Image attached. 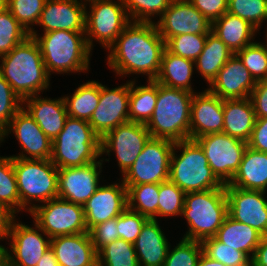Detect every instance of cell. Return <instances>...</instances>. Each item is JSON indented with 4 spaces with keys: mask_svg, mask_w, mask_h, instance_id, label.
Here are the masks:
<instances>
[{
    "mask_svg": "<svg viewBox=\"0 0 267 266\" xmlns=\"http://www.w3.org/2000/svg\"><path fill=\"white\" fill-rule=\"evenodd\" d=\"M165 49L154 21H130L107 49V62L117 75L145 74L148 80H155Z\"/></svg>",
    "mask_w": 267,
    "mask_h": 266,
    "instance_id": "6da1fadb",
    "label": "cell"
},
{
    "mask_svg": "<svg viewBox=\"0 0 267 266\" xmlns=\"http://www.w3.org/2000/svg\"><path fill=\"white\" fill-rule=\"evenodd\" d=\"M0 59L1 75L22 101L49 87L50 75L33 37L28 36Z\"/></svg>",
    "mask_w": 267,
    "mask_h": 266,
    "instance_id": "7a4b0ae2",
    "label": "cell"
},
{
    "mask_svg": "<svg viewBox=\"0 0 267 266\" xmlns=\"http://www.w3.org/2000/svg\"><path fill=\"white\" fill-rule=\"evenodd\" d=\"M29 36L38 43L49 75L51 72L88 71L92 51L87 45L85 31L55 30L39 36L33 29Z\"/></svg>",
    "mask_w": 267,
    "mask_h": 266,
    "instance_id": "3957f363",
    "label": "cell"
},
{
    "mask_svg": "<svg viewBox=\"0 0 267 266\" xmlns=\"http://www.w3.org/2000/svg\"><path fill=\"white\" fill-rule=\"evenodd\" d=\"M193 94L158 83L155 109L146 127L151 137L173 142L190 139V115Z\"/></svg>",
    "mask_w": 267,
    "mask_h": 266,
    "instance_id": "277c9868",
    "label": "cell"
},
{
    "mask_svg": "<svg viewBox=\"0 0 267 266\" xmlns=\"http://www.w3.org/2000/svg\"><path fill=\"white\" fill-rule=\"evenodd\" d=\"M100 141L88 121L68 116L63 130L52 141L50 160L58 169L88 165L100 158Z\"/></svg>",
    "mask_w": 267,
    "mask_h": 266,
    "instance_id": "5b68a950",
    "label": "cell"
},
{
    "mask_svg": "<svg viewBox=\"0 0 267 266\" xmlns=\"http://www.w3.org/2000/svg\"><path fill=\"white\" fill-rule=\"evenodd\" d=\"M228 215L225 185L221 188L188 192L182 216L189 225L184 239L202 241L214 237Z\"/></svg>",
    "mask_w": 267,
    "mask_h": 266,
    "instance_id": "8992f818",
    "label": "cell"
},
{
    "mask_svg": "<svg viewBox=\"0 0 267 266\" xmlns=\"http://www.w3.org/2000/svg\"><path fill=\"white\" fill-rule=\"evenodd\" d=\"M177 149L182 150L178 156L175 153ZM169 180L185 193L223 186L213 174L202 147L191 139L175 142L170 160Z\"/></svg>",
    "mask_w": 267,
    "mask_h": 266,
    "instance_id": "52a82bcc",
    "label": "cell"
},
{
    "mask_svg": "<svg viewBox=\"0 0 267 266\" xmlns=\"http://www.w3.org/2000/svg\"><path fill=\"white\" fill-rule=\"evenodd\" d=\"M13 167L20 197V211L24 209L30 212L36 206L32 201L45 203L58 197V168L50 159L13 158Z\"/></svg>",
    "mask_w": 267,
    "mask_h": 266,
    "instance_id": "ba28073f",
    "label": "cell"
},
{
    "mask_svg": "<svg viewBox=\"0 0 267 266\" xmlns=\"http://www.w3.org/2000/svg\"><path fill=\"white\" fill-rule=\"evenodd\" d=\"M89 2L90 12L85 9V38L90 49L93 39L108 49L130 22L122 0H84ZM90 13V14H89Z\"/></svg>",
    "mask_w": 267,
    "mask_h": 266,
    "instance_id": "9c48e42d",
    "label": "cell"
},
{
    "mask_svg": "<svg viewBox=\"0 0 267 266\" xmlns=\"http://www.w3.org/2000/svg\"><path fill=\"white\" fill-rule=\"evenodd\" d=\"M175 142L150 137L132 166L122 174L124 185L160 184L169 180Z\"/></svg>",
    "mask_w": 267,
    "mask_h": 266,
    "instance_id": "30bf717a",
    "label": "cell"
},
{
    "mask_svg": "<svg viewBox=\"0 0 267 266\" xmlns=\"http://www.w3.org/2000/svg\"><path fill=\"white\" fill-rule=\"evenodd\" d=\"M29 213L48 238L88 232L83 205L59 197L36 205Z\"/></svg>",
    "mask_w": 267,
    "mask_h": 266,
    "instance_id": "8fae6325",
    "label": "cell"
},
{
    "mask_svg": "<svg viewBox=\"0 0 267 266\" xmlns=\"http://www.w3.org/2000/svg\"><path fill=\"white\" fill-rule=\"evenodd\" d=\"M195 141L202 147L213 174L223 184H229L238 171L247 149V142L225 133H210Z\"/></svg>",
    "mask_w": 267,
    "mask_h": 266,
    "instance_id": "7c38bea8",
    "label": "cell"
},
{
    "mask_svg": "<svg viewBox=\"0 0 267 266\" xmlns=\"http://www.w3.org/2000/svg\"><path fill=\"white\" fill-rule=\"evenodd\" d=\"M151 137L146 125L127 122L106 133L100 141L101 156L113 150L117 156L121 173H125L140 155Z\"/></svg>",
    "mask_w": 267,
    "mask_h": 266,
    "instance_id": "4fadbf2b",
    "label": "cell"
},
{
    "mask_svg": "<svg viewBox=\"0 0 267 266\" xmlns=\"http://www.w3.org/2000/svg\"><path fill=\"white\" fill-rule=\"evenodd\" d=\"M130 81L109 89L100 83V100L88 121L93 131L102 138L118 125L129 122Z\"/></svg>",
    "mask_w": 267,
    "mask_h": 266,
    "instance_id": "5bb4252c",
    "label": "cell"
},
{
    "mask_svg": "<svg viewBox=\"0 0 267 266\" xmlns=\"http://www.w3.org/2000/svg\"><path fill=\"white\" fill-rule=\"evenodd\" d=\"M13 221L4 239H11L10 250L5 248L10 266H36L44 253L51 248V238L35 223L33 227ZM12 251V252H9ZM14 254V255H13ZM13 255V256H12Z\"/></svg>",
    "mask_w": 267,
    "mask_h": 266,
    "instance_id": "9a60e30c",
    "label": "cell"
},
{
    "mask_svg": "<svg viewBox=\"0 0 267 266\" xmlns=\"http://www.w3.org/2000/svg\"><path fill=\"white\" fill-rule=\"evenodd\" d=\"M155 25L165 42L185 33L208 34L212 28V23L188 0H172Z\"/></svg>",
    "mask_w": 267,
    "mask_h": 266,
    "instance_id": "2e32d148",
    "label": "cell"
},
{
    "mask_svg": "<svg viewBox=\"0 0 267 266\" xmlns=\"http://www.w3.org/2000/svg\"><path fill=\"white\" fill-rule=\"evenodd\" d=\"M228 215L234 220L254 228L262 236L267 235L266 192L247 190L225 185Z\"/></svg>",
    "mask_w": 267,
    "mask_h": 266,
    "instance_id": "e0dca14e",
    "label": "cell"
},
{
    "mask_svg": "<svg viewBox=\"0 0 267 266\" xmlns=\"http://www.w3.org/2000/svg\"><path fill=\"white\" fill-rule=\"evenodd\" d=\"M15 133V137L21 145L23 150L20 154L13 155V158L21 159H51L52 155V141L40 129L37 122L22 107L15 116L11 119L9 126L0 135V143L4 137H8V133ZM23 152H26L23 154ZM26 154H29L26 155Z\"/></svg>",
    "mask_w": 267,
    "mask_h": 266,
    "instance_id": "ac0fdd59",
    "label": "cell"
},
{
    "mask_svg": "<svg viewBox=\"0 0 267 266\" xmlns=\"http://www.w3.org/2000/svg\"><path fill=\"white\" fill-rule=\"evenodd\" d=\"M103 161H95L82 167L58 169V197L84 205L99 187Z\"/></svg>",
    "mask_w": 267,
    "mask_h": 266,
    "instance_id": "d6986e66",
    "label": "cell"
},
{
    "mask_svg": "<svg viewBox=\"0 0 267 266\" xmlns=\"http://www.w3.org/2000/svg\"><path fill=\"white\" fill-rule=\"evenodd\" d=\"M127 209V188L120 182L99 186L92 197L83 205L87 229L118 217Z\"/></svg>",
    "mask_w": 267,
    "mask_h": 266,
    "instance_id": "ffe728a7",
    "label": "cell"
},
{
    "mask_svg": "<svg viewBox=\"0 0 267 266\" xmlns=\"http://www.w3.org/2000/svg\"><path fill=\"white\" fill-rule=\"evenodd\" d=\"M223 102V99L208 89L193 94L190 115L191 140L206 134L223 132Z\"/></svg>",
    "mask_w": 267,
    "mask_h": 266,
    "instance_id": "44dd1931",
    "label": "cell"
},
{
    "mask_svg": "<svg viewBox=\"0 0 267 266\" xmlns=\"http://www.w3.org/2000/svg\"><path fill=\"white\" fill-rule=\"evenodd\" d=\"M256 81L234 54L218 72L208 90L221 99H243L251 95Z\"/></svg>",
    "mask_w": 267,
    "mask_h": 266,
    "instance_id": "7402d4cb",
    "label": "cell"
},
{
    "mask_svg": "<svg viewBox=\"0 0 267 266\" xmlns=\"http://www.w3.org/2000/svg\"><path fill=\"white\" fill-rule=\"evenodd\" d=\"M80 1L46 0L37 25L43 27L44 33L55 30L85 31L87 5Z\"/></svg>",
    "mask_w": 267,
    "mask_h": 266,
    "instance_id": "603a6c76",
    "label": "cell"
},
{
    "mask_svg": "<svg viewBox=\"0 0 267 266\" xmlns=\"http://www.w3.org/2000/svg\"><path fill=\"white\" fill-rule=\"evenodd\" d=\"M59 266H98L97 252L88 232L51 238Z\"/></svg>",
    "mask_w": 267,
    "mask_h": 266,
    "instance_id": "cb8c5ba5",
    "label": "cell"
},
{
    "mask_svg": "<svg viewBox=\"0 0 267 266\" xmlns=\"http://www.w3.org/2000/svg\"><path fill=\"white\" fill-rule=\"evenodd\" d=\"M26 102V103H25ZM24 108L37 122L45 135L53 141L63 130L68 113L63 97L59 99H44L34 95L23 100Z\"/></svg>",
    "mask_w": 267,
    "mask_h": 266,
    "instance_id": "d4e9b609",
    "label": "cell"
},
{
    "mask_svg": "<svg viewBox=\"0 0 267 266\" xmlns=\"http://www.w3.org/2000/svg\"><path fill=\"white\" fill-rule=\"evenodd\" d=\"M139 266H163L169 242L155 219H148L133 243Z\"/></svg>",
    "mask_w": 267,
    "mask_h": 266,
    "instance_id": "484cf974",
    "label": "cell"
},
{
    "mask_svg": "<svg viewBox=\"0 0 267 266\" xmlns=\"http://www.w3.org/2000/svg\"><path fill=\"white\" fill-rule=\"evenodd\" d=\"M223 114V133L248 142L256 120L250 97L224 99Z\"/></svg>",
    "mask_w": 267,
    "mask_h": 266,
    "instance_id": "4316f807",
    "label": "cell"
},
{
    "mask_svg": "<svg viewBox=\"0 0 267 266\" xmlns=\"http://www.w3.org/2000/svg\"><path fill=\"white\" fill-rule=\"evenodd\" d=\"M230 186L267 192V153L247 146Z\"/></svg>",
    "mask_w": 267,
    "mask_h": 266,
    "instance_id": "83f0119b",
    "label": "cell"
},
{
    "mask_svg": "<svg viewBox=\"0 0 267 266\" xmlns=\"http://www.w3.org/2000/svg\"><path fill=\"white\" fill-rule=\"evenodd\" d=\"M211 31L233 54L252 44L251 41L258 32L248 21L229 12L212 22Z\"/></svg>",
    "mask_w": 267,
    "mask_h": 266,
    "instance_id": "f1b7e54d",
    "label": "cell"
},
{
    "mask_svg": "<svg viewBox=\"0 0 267 266\" xmlns=\"http://www.w3.org/2000/svg\"><path fill=\"white\" fill-rule=\"evenodd\" d=\"M214 237L231 248L244 252L252 259L262 235L251 226L227 215Z\"/></svg>",
    "mask_w": 267,
    "mask_h": 266,
    "instance_id": "f546056e",
    "label": "cell"
},
{
    "mask_svg": "<svg viewBox=\"0 0 267 266\" xmlns=\"http://www.w3.org/2000/svg\"><path fill=\"white\" fill-rule=\"evenodd\" d=\"M194 65V61L174 55L165 49L162 55L160 71L155 81L167 87L196 93L191 87Z\"/></svg>",
    "mask_w": 267,
    "mask_h": 266,
    "instance_id": "4dcf8cb0",
    "label": "cell"
},
{
    "mask_svg": "<svg viewBox=\"0 0 267 266\" xmlns=\"http://www.w3.org/2000/svg\"><path fill=\"white\" fill-rule=\"evenodd\" d=\"M234 54L212 31L207 34L203 51L194 61L198 72L210 85Z\"/></svg>",
    "mask_w": 267,
    "mask_h": 266,
    "instance_id": "1f68e13d",
    "label": "cell"
},
{
    "mask_svg": "<svg viewBox=\"0 0 267 266\" xmlns=\"http://www.w3.org/2000/svg\"><path fill=\"white\" fill-rule=\"evenodd\" d=\"M147 81L148 85L146 86H137L135 80L130 81V122L146 125L153 114L158 97V82L155 80Z\"/></svg>",
    "mask_w": 267,
    "mask_h": 266,
    "instance_id": "d6a6232c",
    "label": "cell"
},
{
    "mask_svg": "<svg viewBox=\"0 0 267 266\" xmlns=\"http://www.w3.org/2000/svg\"><path fill=\"white\" fill-rule=\"evenodd\" d=\"M68 116L89 121L100 100V83L88 81L80 85L72 96L63 97Z\"/></svg>",
    "mask_w": 267,
    "mask_h": 266,
    "instance_id": "836d02e7",
    "label": "cell"
},
{
    "mask_svg": "<svg viewBox=\"0 0 267 266\" xmlns=\"http://www.w3.org/2000/svg\"><path fill=\"white\" fill-rule=\"evenodd\" d=\"M127 188V208L148 219L157 220L159 204V184L125 185Z\"/></svg>",
    "mask_w": 267,
    "mask_h": 266,
    "instance_id": "e575fe53",
    "label": "cell"
},
{
    "mask_svg": "<svg viewBox=\"0 0 267 266\" xmlns=\"http://www.w3.org/2000/svg\"><path fill=\"white\" fill-rule=\"evenodd\" d=\"M98 266H139L134 244L116 239L97 252Z\"/></svg>",
    "mask_w": 267,
    "mask_h": 266,
    "instance_id": "d590c367",
    "label": "cell"
},
{
    "mask_svg": "<svg viewBox=\"0 0 267 266\" xmlns=\"http://www.w3.org/2000/svg\"><path fill=\"white\" fill-rule=\"evenodd\" d=\"M0 202L15 214L20 212V197L12 156L0 157Z\"/></svg>",
    "mask_w": 267,
    "mask_h": 266,
    "instance_id": "8d00e7d4",
    "label": "cell"
},
{
    "mask_svg": "<svg viewBox=\"0 0 267 266\" xmlns=\"http://www.w3.org/2000/svg\"><path fill=\"white\" fill-rule=\"evenodd\" d=\"M203 253L226 266H251V259L242 251L209 237L201 241Z\"/></svg>",
    "mask_w": 267,
    "mask_h": 266,
    "instance_id": "74e56055",
    "label": "cell"
},
{
    "mask_svg": "<svg viewBox=\"0 0 267 266\" xmlns=\"http://www.w3.org/2000/svg\"><path fill=\"white\" fill-rule=\"evenodd\" d=\"M28 36L29 33L7 8L0 11V57L9 53Z\"/></svg>",
    "mask_w": 267,
    "mask_h": 266,
    "instance_id": "f35d334b",
    "label": "cell"
},
{
    "mask_svg": "<svg viewBox=\"0 0 267 266\" xmlns=\"http://www.w3.org/2000/svg\"><path fill=\"white\" fill-rule=\"evenodd\" d=\"M236 55L256 82L267 79V51L261 42H253Z\"/></svg>",
    "mask_w": 267,
    "mask_h": 266,
    "instance_id": "ab89813d",
    "label": "cell"
},
{
    "mask_svg": "<svg viewBox=\"0 0 267 266\" xmlns=\"http://www.w3.org/2000/svg\"><path fill=\"white\" fill-rule=\"evenodd\" d=\"M227 12L248 21L259 31L267 20V0H228Z\"/></svg>",
    "mask_w": 267,
    "mask_h": 266,
    "instance_id": "60d3db41",
    "label": "cell"
},
{
    "mask_svg": "<svg viewBox=\"0 0 267 266\" xmlns=\"http://www.w3.org/2000/svg\"><path fill=\"white\" fill-rule=\"evenodd\" d=\"M207 34H181L166 42V49L174 55L195 61L206 43Z\"/></svg>",
    "mask_w": 267,
    "mask_h": 266,
    "instance_id": "b9f144b4",
    "label": "cell"
},
{
    "mask_svg": "<svg viewBox=\"0 0 267 266\" xmlns=\"http://www.w3.org/2000/svg\"><path fill=\"white\" fill-rule=\"evenodd\" d=\"M46 0H6V8L14 18L30 33L38 23Z\"/></svg>",
    "mask_w": 267,
    "mask_h": 266,
    "instance_id": "7bdbcfd3",
    "label": "cell"
},
{
    "mask_svg": "<svg viewBox=\"0 0 267 266\" xmlns=\"http://www.w3.org/2000/svg\"><path fill=\"white\" fill-rule=\"evenodd\" d=\"M186 193L170 180L159 184L158 216L182 215Z\"/></svg>",
    "mask_w": 267,
    "mask_h": 266,
    "instance_id": "ee69618b",
    "label": "cell"
},
{
    "mask_svg": "<svg viewBox=\"0 0 267 266\" xmlns=\"http://www.w3.org/2000/svg\"><path fill=\"white\" fill-rule=\"evenodd\" d=\"M202 253L201 241L182 238L172 251L169 246L163 266H197Z\"/></svg>",
    "mask_w": 267,
    "mask_h": 266,
    "instance_id": "f6af8a7d",
    "label": "cell"
},
{
    "mask_svg": "<svg viewBox=\"0 0 267 266\" xmlns=\"http://www.w3.org/2000/svg\"><path fill=\"white\" fill-rule=\"evenodd\" d=\"M130 21L153 22L169 7L172 0H122Z\"/></svg>",
    "mask_w": 267,
    "mask_h": 266,
    "instance_id": "bcb514c9",
    "label": "cell"
},
{
    "mask_svg": "<svg viewBox=\"0 0 267 266\" xmlns=\"http://www.w3.org/2000/svg\"><path fill=\"white\" fill-rule=\"evenodd\" d=\"M22 106L23 101L0 73V135L9 126L11 119Z\"/></svg>",
    "mask_w": 267,
    "mask_h": 266,
    "instance_id": "7dc6e473",
    "label": "cell"
},
{
    "mask_svg": "<svg viewBox=\"0 0 267 266\" xmlns=\"http://www.w3.org/2000/svg\"><path fill=\"white\" fill-rule=\"evenodd\" d=\"M147 220L146 216L127 208L118 216L117 232L119 233V238L134 243Z\"/></svg>",
    "mask_w": 267,
    "mask_h": 266,
    "instance_id": "c3c4849f",
    "label": "cell"
},
{
    "mask_svg": "<svg viewBox=\"0 0 267 266\" xmlns=\"http://www.w3.org/2000/svg\"><path fill=\"white\" fill-rule=\"evenodd\" d=\"M117 222L118 217H115L99 223L88 230L91 242L94 245L96 252L110 242L119 239Z\"/></svg>",
    "mask_w": 267,
    "mask_h": 266,
    "instance_id": "681fc988",
    "label": "cell"
},
{
    "mask_svg": "<svg viewBox=\"0 0 267 266\" xmlns=\"http://www.w3.org/2000/svg\"><path fill=\"white\" fill-rule=\"evenodd\" d=\"M211 23L228 11V0H188Z\"/></svg>",
    "mask_w": 267,
    "mask_h": 266,
    "instance_id": "f907efd6",
    "label": "cell"
},
{
    "mask_svg": "<svg viewBox=\"0 0 267 266\" xmlns=\"http://www.w3.org/2000/svg\"><path fill=\"white\" fill-rule=\"evenodd\" d=\"M248 147L267 153V117L256 118Z\"/></svg>",
    "mask_w": 267,
    "mask_h": 266,
    "instance_id": "816d5d0a",
    "label": "cell"
},
{
    "mask_svg": "<svg viewBox=\"0 0 267 266\" xmlns=\"http://www.w3.org/2000/svg\"><path fill=\"white\" fill-rule=\"evenodd\" d=\"M250 99L254 107L255 117H267V79L256 83Z\"/></svg>",
    "mask_w": 267,
    "mask_h": 266,
    "instance_id": "f5cc1de1",
    "label": "cell"
},
{
    "mask_svg": "<svg viewBox=\"0 0 267 266\" xmlns=\"http://www.w3.org/2000/svg\"><path fill=\"white\" fill-rule=\"evenodd\" d=\"M15 220V213L7 207L5 204L0 202V236L6 237L8 231Z\"/></svg>",
    "mask_w": 267,
    "mask_h": 266,
    "instance_id": "db71d44e",
    "label": "cell"
},
{
    "mask_svg": "<svg viewBox=\"0 0 267 266\" xmlns=\"http://www.w3.org/2000/svg\"><path fill=\"white\" fill-rule=\"evenodd\" d=\"M251 266H267V235L262 236L251 259Z\"/></svg>",
    "mask_w": 267,
    "mask_h": 266,
    "instance_id": "11a10c76",
    "label": "cell"
},
{
    "mask_svg": "<svg viewBox=\"0 0 267 266\" xmlns=\"http://www.w3.org/2000/svg\"><path fill=\"white\" fill-rule=\"evenodd\" d=\"M36 266H59L54 251L50 248L40 258Z\"/></svg>",
    "mask_w": 267,
    "mask_h": 266,
    "instance_id": "9f6ffc18",
    "label": "cell"
},
{
    "mask_svg": "<svg viewBox=\"0 0 267 266\" xmlns=\"http://www.w3.org/2000/svg\"><path fill=\"white\" fill-rule=\"evenodd\" d=\"M197 266H226L225 264L207 257L204 253L200 256Z\"/></svg>",
    "mask_w": 267,
    "mask_h": 266,
    "instance_id": "6f0895ef",
    "label": "cell"
},
{
    "mask_svg": "<svg viewBox=\"0 0 267 266\" xmlns=\"http://www.w3.org/2000/svg\"><path fill=\"white\" fill-rule=\"evenodd\" d=\"M0 266H10L8 257L5 252L0 256Z\"/></svg>",
    "mask_w": 267,
    "mask_h": 266,
    "instance_id": "680465c9",
    "label": "cell"
},
{
    "mask_svg": "<svg viewBox=\"0 0 267 266\" xmlns=\"http://www.w3.org/2000/svg\"><path fill=\"white\" fill-rule=\"evenodd\" d=\"M6 8V0H0V11Z\"/></svg>",
    "mask_w": 267,
    "mask_h": 266,
    "instance_id": "91938a15",
    "label": "cell"
},
{
    "mask_svg": "<svg viewBox=\"0 0 267 266\" xmlns=\"http://www.w3.org/2000/svg\"><path fill=\"white\" fill-rule=\"evenodd\" d=\"M2 239L4 240V237L0 236V240H2ZM4 250H5V247L0 245V256L5 252Z\"/></svg>",
    "mask_w": 267,
    "mask_h": 266,
    "instance_id": "94428289",
    "label": "cell"
},
{
    "mask_svg": "<svg viewBox=\"0 0 267 266\" xmlns=\"http://www.w3.org/2000/svg\"><path fill=\"white\" fill-rule=\"evenodd\" d=\"M266 37H267V33H266ZM266 41H267V39H266ZM264 47L266 48V51H267V42H266V44L264 45Z\"/></svg>",
    "mask_w": 267,
    "mask_h": 266,
    "instance_id": "6125c7cd",
    "label": "cell"
}]
</instances>
